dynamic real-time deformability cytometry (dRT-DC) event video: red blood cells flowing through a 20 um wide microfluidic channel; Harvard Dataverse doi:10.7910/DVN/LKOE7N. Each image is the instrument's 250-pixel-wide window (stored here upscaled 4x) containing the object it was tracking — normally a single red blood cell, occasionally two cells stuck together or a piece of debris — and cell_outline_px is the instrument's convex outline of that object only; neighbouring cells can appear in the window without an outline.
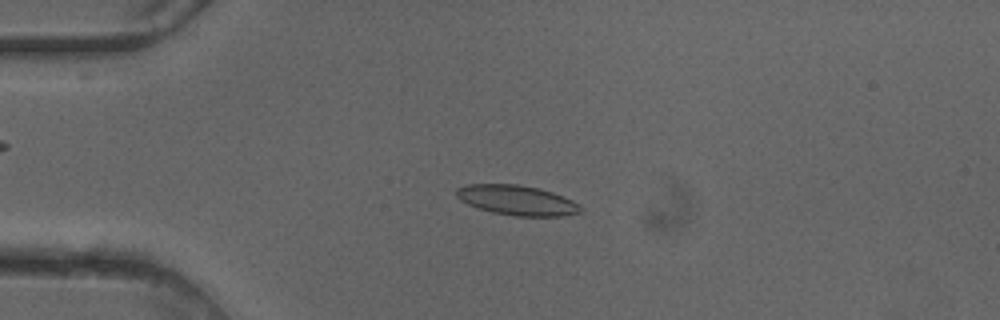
{"species": "common noctule bat (a hibernating species)", "species_latin": "Nyctalus noctula", "temperature_condition": "cold", "stored_images_in_passage": 50, "camera_frame_rate_fps": 3000, "um_per_image_px": 0.085, "animal": {"sex": "female"}, "frame": {"image": 1, "passage_image": 12, "time_ms": 3.667, "image_size_px": [1000, 320], "cell_outline_px": [[584, 208], [580, 212], [564, 216], [516, 216], [492, 212], [476, 208], [460, 200], [456, 196], [456, 188], [468, 184], [516, 184], [536, 188], [552, 192], [564, 196], [580, 204]], "centroid_in_image_um": [43.95, 17.02], "position_along_channel_um": 41.1, "area_um2": 21.73}}
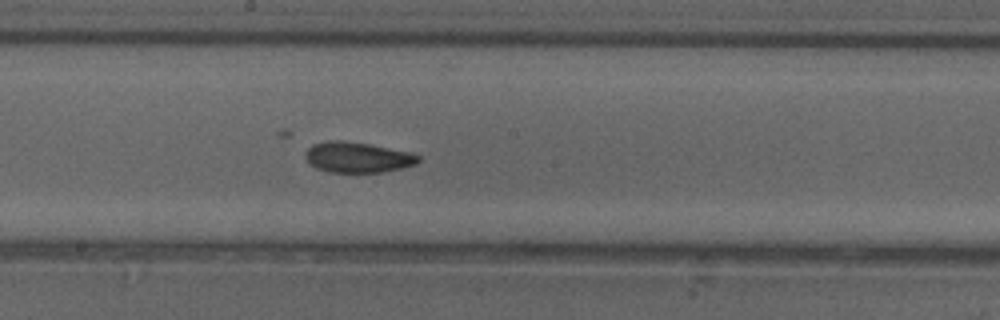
{"frame": {"image": 2, "passage_image": 27, "time_ms": 8.667, "image_size_px": [1000, 320], "cell_outline_px": [[420, 160], [416, 164], [400, 168], [380, 172], [328, 172], [316, 168], [304, 156], [304, 152], [312, 144], [328, 140], [340, 140], [368, 144], [412, 152], [420, 156]], "centroid_in_image_um": [30.38, 13.36], "position_along_channel_um": 217.8, "area_um2": 20.06}}
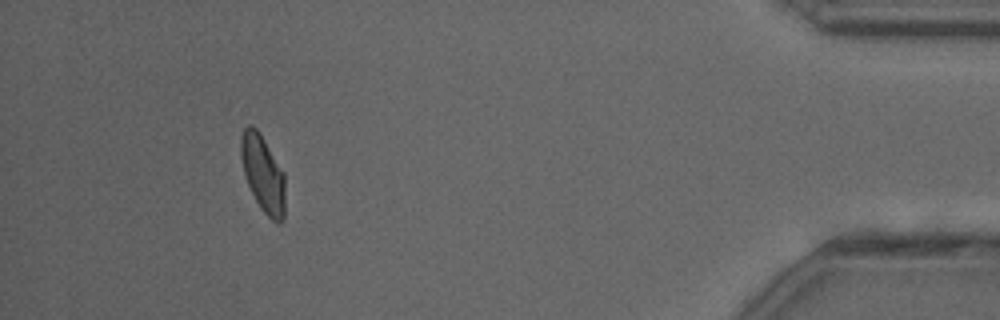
{"frame": {"image": 3, "passage_image": 46, "time_ms": 15.0, "image_size_px": [1000, 320], "cell_outline_px": [[284, 220], [280, 224], [276, 224], [260, 208], [248, 184], [244, 172], [240, 156], [240, 136], [244, 128], [248, 124], [252, 124], [260, 132], [284, 172]], "centroid_in_image_um": [22.35, 14.74], "position_along_channel_um": 412.9, "area_um2": 19.94}, "authors_computed_cell_mechanics": {"area_um2": 20.4034, "velocity_mm_per_s": 4.0962, "shape_relaxation_time_tau1_ms": 3.4858, "shape_relaxation_time_tau2_ms": 1.9083, "deformation_change_tau1": 0.143, "deformation_change_tau2": 0.077}}